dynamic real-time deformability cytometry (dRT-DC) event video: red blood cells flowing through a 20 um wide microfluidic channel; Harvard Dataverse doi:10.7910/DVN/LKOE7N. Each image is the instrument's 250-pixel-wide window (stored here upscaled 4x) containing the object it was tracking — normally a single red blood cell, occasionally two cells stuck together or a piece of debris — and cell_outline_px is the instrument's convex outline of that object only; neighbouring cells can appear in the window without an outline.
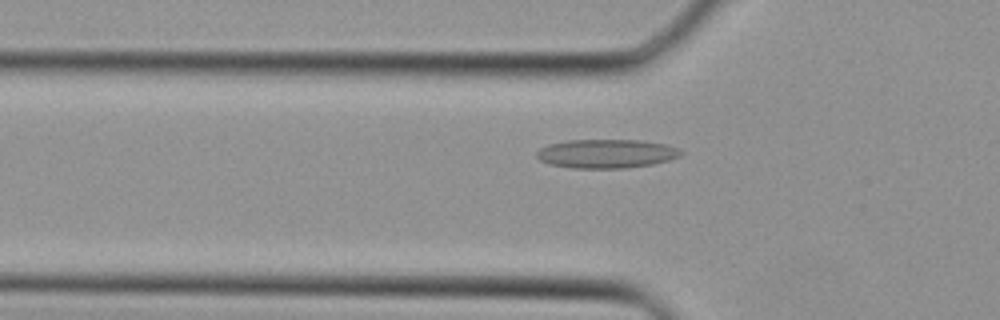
{"species": "Egyptian fruit bat (a non-hibernating species)", "species_latin": "Rousettus aegyptiacus", "temperature_condition": "cold", "stored_images_in_passage": 25, "camera_frame_rate_fps": 3000, "um_per_image_px": 0.085, "animal": {"sex": "female"}, "frame": {"image": 1, "passage_image": 3, "time_ms": 0.667, "image_size_px": [1000, 320], "cell_outline_px": [[684, 152], [680, 156], [668, 160], [652, 164], [624, 168], [572, 168], [548, 164], [540, 160], [536, 156], [536, 152], [540, 148], [548, 144], [568, 140], [640, 140], [664, 144], [680, 148]], "centroid_in_image_um": [51.53, 13.06], "position_along_channel_um": 74.3, "area_um2": 24.33}}
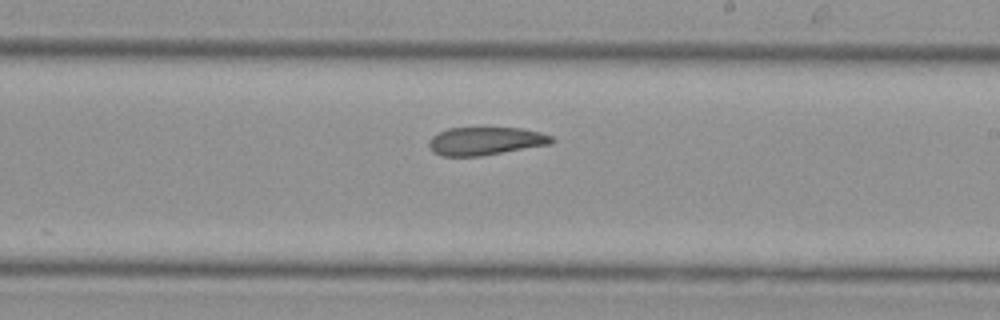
{"frame": {"image": 2, "passage_image": 13, "time_ms": 4.0, "image_size_px": [1000, 320], "cell_outline_px": [[556, 140], [552, 144], [480, 156], [440, 156], [432, 152], [428, 144], [428, 140], [432, 136], [448, 128], [520, 128], [540, 132], [552, 136]], "centroid_in_image_um": [41.27, 11.99], "position_along_channel_um": 247.7, "area_um2": 20.17}}
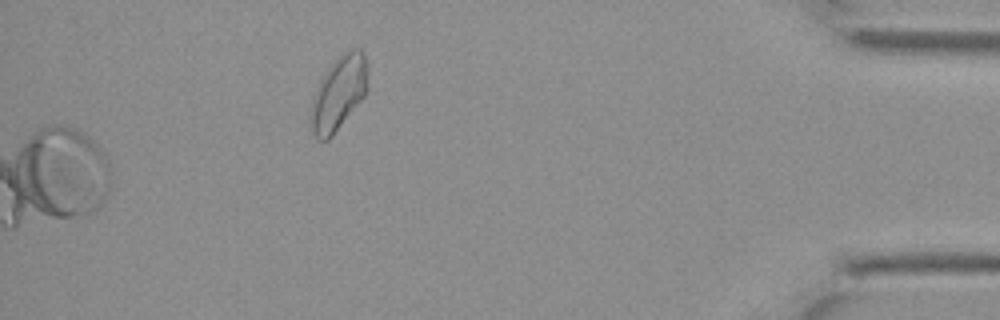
{"frame": {"image": 3, "passage_image": 25, "time_ms": 8.0, "image_size_px": [1000, 320], "cell_outline_px": [[368, 88], [364, 96], [332, 136], [328, 140], [316, 140], [308, 128], [308, 112], [312, 96], [324, 72], [344, 52], [352, 48], [360, 48], [368, 64]], "centroid_in_image_um": [28.73, 7.97], "position_along_channel_um": 406.5, "area_um2": 25.2}}